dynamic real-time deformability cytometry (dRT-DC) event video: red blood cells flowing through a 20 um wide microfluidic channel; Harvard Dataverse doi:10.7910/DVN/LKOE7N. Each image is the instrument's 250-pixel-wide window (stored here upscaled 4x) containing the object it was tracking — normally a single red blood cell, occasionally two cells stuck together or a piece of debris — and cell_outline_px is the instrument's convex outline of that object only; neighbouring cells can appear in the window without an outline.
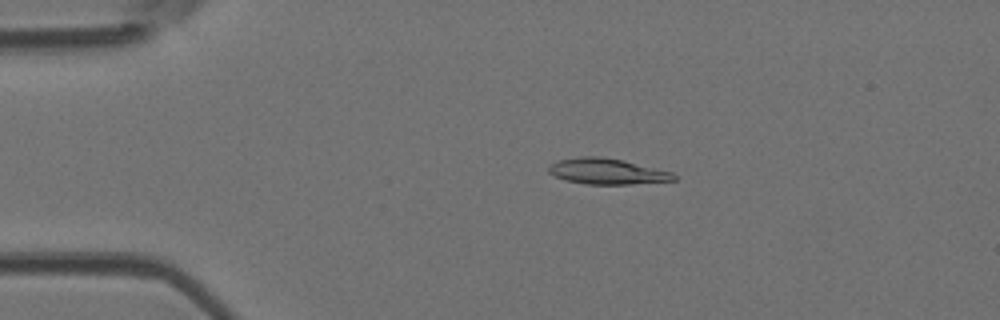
{"species": "Egyptian fruit bat (a non-hibernating species)", "species_latin": "Rousettus aegyptiacus", "temperature_condition": "room temperature", "stored_images_in_passage": 4, "camera_frame_rate_fps": 3000, "um_per_image_px": 0.085, "animal": {"sex": "female"}, "frame": {"image": 1, "passage_image": 3, "time_ms": 0.667, "image_size_px": [1000, 320], "cell_outline_px": [[676, 180], [632, 184], [584, 184], [568, 180], [556, 176], [548, 172], [548, 164], [560, 160], [580, 156], [600, 156], [624, 160], [672, 172], [676, 176]], "centroid_in_image_um": [51.6, 14.56], "position_along_channel_um": 33.4, "area_um2": 18.79}}